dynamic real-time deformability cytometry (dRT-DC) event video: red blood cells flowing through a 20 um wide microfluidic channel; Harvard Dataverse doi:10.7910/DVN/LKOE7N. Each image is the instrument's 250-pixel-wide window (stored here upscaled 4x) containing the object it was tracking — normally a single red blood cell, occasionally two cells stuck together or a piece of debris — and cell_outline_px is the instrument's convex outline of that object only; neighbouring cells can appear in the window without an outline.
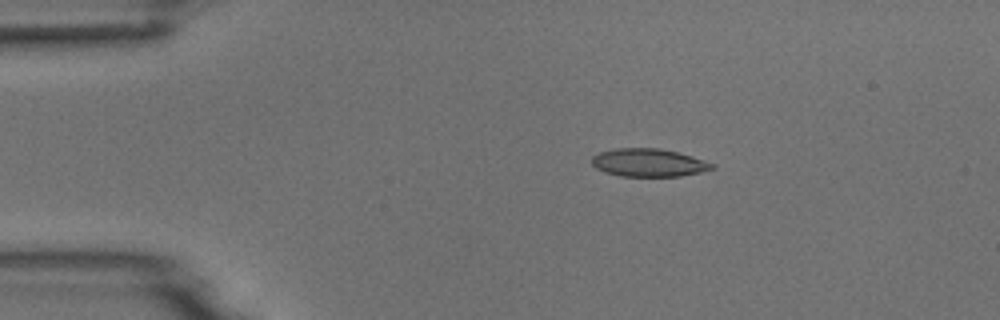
{"species": "common noctule bat (a hibernating species)", "species_latin": "Nyctalus noctula", "temperature_condition": "room temperature", "stored_images_in_passage": 5, "camera_frame_rate_fps": 3000, "um_per_image_px": 0.085, "animal": {"sex": "male", "body_mass_g": 18.8}, "frame": {"image": 1, "passage_image": 3, "time_ms": 2.333, "image_size_px": [1000, 320], "cell_outline_px": [[716, 168], [700, 172], [680, 176], [620, 176], [604, 172], [596, 168], [592, 164], [592, 156], [600, 152], [616, 148], [660, 148], [692, 156], [716, 164]], "centroid_in_image_um": [55.14, 13.83], "position_along_channel_um": 29.9, "area_um2": 19.65}}
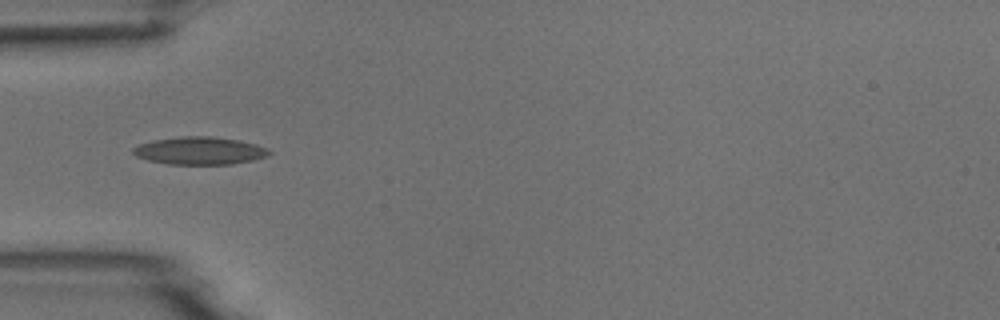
{"frame": {"image": 2, "passage_image": 5, "time_ms": 4.667, "image_size_px": [1000, 320], "cell_outline_px": [[272, 152], [268, 156], [252, 160], [232, 164], [168, 164], [148, 160], [136, 156], [132, 152], [132, 148], [140, 144], [152, 140], [180, 136], [212, 136], [240, 140], [256, 144], [268, 148]], "centroid_in_image_um": [16.99, 12.8], "position_along_channel_um": 68.0, "area_um2": 22.08}}